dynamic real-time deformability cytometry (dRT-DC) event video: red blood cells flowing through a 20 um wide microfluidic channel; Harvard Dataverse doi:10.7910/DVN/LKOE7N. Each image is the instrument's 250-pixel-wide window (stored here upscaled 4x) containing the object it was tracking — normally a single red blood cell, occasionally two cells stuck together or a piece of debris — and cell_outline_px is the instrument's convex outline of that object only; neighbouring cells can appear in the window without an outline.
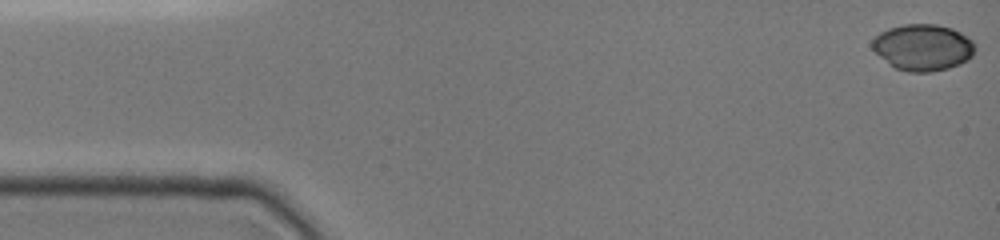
{"species": "common noctule bat (a hibernating species)", "species_latin": "Nyctalus noctula", "temperature_condition": "cold", "stored_images_in_passage": 22, "camera_frame_rate_fps": 3000, "um_per_image_px": 0.085, "animal": {"sex": "female", "body_mass_g": 19.0, "forearm_length_mm": 51.5}, "frame": {"image": 1, "passage_image": 1, "time_ms": 0.0, "image_size_px": [1000, 240], "cell_outline_px": [[976, 48], [972, 56], [968, 60], [960, 64], [948, 68], [932, 72], [908, 72], [896, 68], [888, 64], [872, 48], [872, 40], [880, 32], [888, 28], [904, 24], [936, 24], [952, 28], [960, 32], [972, 40], [976, 44]], "centroid_in_image_um": [78.47, 4.03], "position_along_channel_um": 6.5, "area_um2": 27.98}}
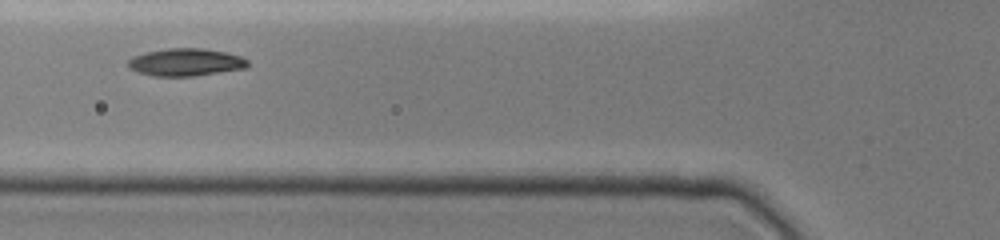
{"frame": {"image": 2, "passage_image": 9, "time_ms": 6.333, "image_size_px": [1000, 240], "cell_outline_px": [[248, 64], [244, 68], [192, 76], [152, 76], [136, 72], [128, 68], [128, 60], [132, 56], [148, 52], [168, 48], [204, 48], [224, 52], [240, 56], [248, 60]], "centroid_in_image_um": [15.73, 5.29], "position_along_channel_um": 110.1, "area_um2": 19.07}}
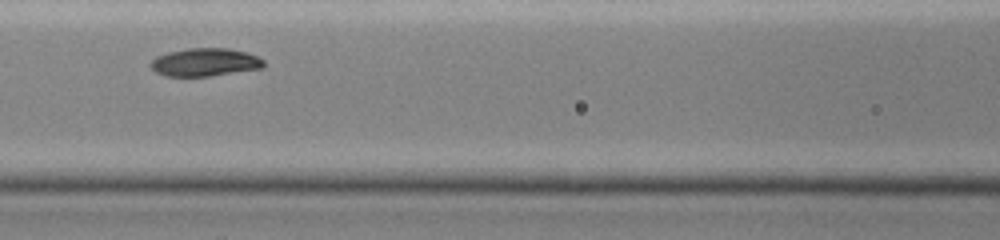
{"frame": {"image": 3, "passage_image": 10, "time_ms": 7.333, "image_size_px": [1000, 240], "cell_outline_px": [[264, 68], [208, 76], [168, 76], [156, 72], [148, 64], [156, 56], [168, 52], [188, 48], [228, 48], [248, 52], [264, 60]], "centroid_in_image_um": [17.43, 5.28], "position_along_channel_um": 149.2, "area_um2": 18.5}}